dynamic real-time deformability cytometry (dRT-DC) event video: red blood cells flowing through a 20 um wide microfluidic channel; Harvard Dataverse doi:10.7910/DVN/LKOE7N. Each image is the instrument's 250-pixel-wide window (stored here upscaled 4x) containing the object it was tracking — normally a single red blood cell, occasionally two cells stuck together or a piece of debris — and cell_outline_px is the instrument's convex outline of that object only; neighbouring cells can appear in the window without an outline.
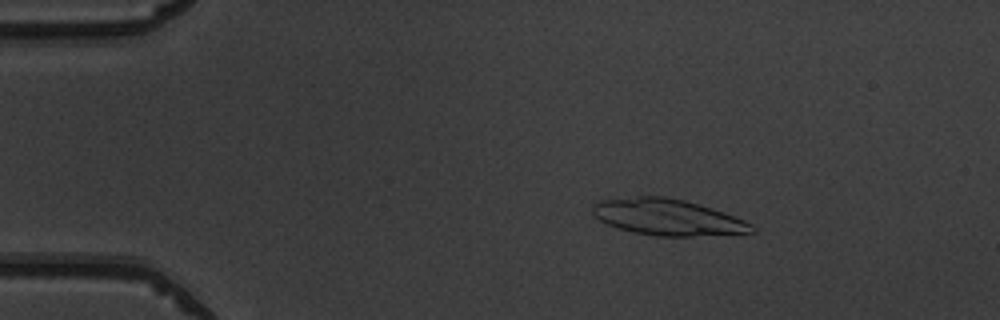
{"species": "common noctule bat (a hibernating species)", "species_latin": "Nyctalus noctula", "temperature_condition": "warm", "stored_images_in_passage": 50, "segment_of_instrument_passage": [1, 2], "camera_frame_rate_fps": 3000, "um_per_image_px": 0.085, "animal": {"sex": "male", "body_mass_g": 19.5, "forearm_length_mm": 54.6}, "frame": {"image": 1, "passage_image": 8, "time_ms": 2.333, "image_size_px": [1000, 320], "cell_outline_px": [[756, 232], [692, 236], [656, 236], [636, 232], [620, 228], [608, 224], [600, 220], [592, 212], [592, 204], [600, 200], [636, 196], [668, 196], [684, 200], [744, 220], [752, 224], [756, 228]], "centroid_in_image_um": [56.72, 18.46], "position_along_channel_um": 28.3, "area_um2": 33.12}}